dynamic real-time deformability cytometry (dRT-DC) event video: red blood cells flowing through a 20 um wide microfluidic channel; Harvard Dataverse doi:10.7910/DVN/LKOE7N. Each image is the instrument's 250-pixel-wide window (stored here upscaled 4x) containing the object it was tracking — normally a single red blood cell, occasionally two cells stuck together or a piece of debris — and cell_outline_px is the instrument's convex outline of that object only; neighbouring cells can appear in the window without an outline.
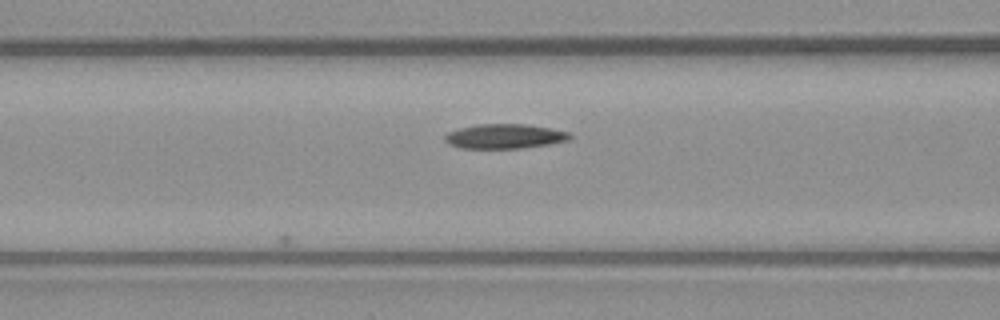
{"species": "common noctule bat (a hibernating species)", "species_latin": "Nyctalus noctula", "temperature_condition": "warm", "stored_images_in_passage": 9, "camera_frame_rate_fps": 3000, "um_per_image_px": 0.085, "animal": {"sex": "male", "body_mass_g": 23.1, "forearm_length_mm": 52.7}, "frame": {"image": 1, "passage_image": 9, "time_ms": 2.667, "image_size_px": [1000, 320], "cell_outline_px": [[572, 136], [568, 140], [548, 144], [520, 148], [460, 148], [448, 144], [444, 140], [444, 136], [448, 132], [460, 128], [476, 124], [524, 124], [552, 128], [568, 132]], "centroid_in_image_um": [42.86, 11.58], "position_along_channel_um": 123.7, "area_um2": 17.86}}